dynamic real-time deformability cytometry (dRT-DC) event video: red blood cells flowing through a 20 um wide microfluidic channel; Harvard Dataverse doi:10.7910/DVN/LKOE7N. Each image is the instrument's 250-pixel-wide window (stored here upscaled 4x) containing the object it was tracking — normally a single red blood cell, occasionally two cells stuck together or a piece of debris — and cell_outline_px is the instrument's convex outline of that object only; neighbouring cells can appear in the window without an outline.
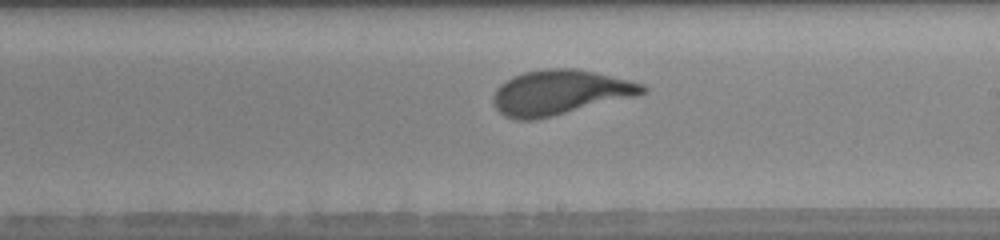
{"species": "human", "species_latin": "Homo sapiens", "temperature_condition": "warm", "stored_images_in_passage": 28, "camera_frame_rate_fps": 3000, "um_per_image_px": 0.085, "donor": {"sex": "female"}, "frame": {"image": 1, "passage_image": 16, "time_ms": 5.0, "image_size_px": [1000, 240], "cell_outline_px": [[648, 88], [644, 92], [636, 96], [536, 120], [516, 120], [504, 116], [496, 108], [492, 100], [492, 96], [496, 88], [500, 84], [512, 76], [524, 72], [544, 68], [576, 68], [596, 72], [644, 84]], "centroid_in_image_um": [47.55, 7.85], "position_along_channel_um": 241.5, "area_um2": 39.13}}
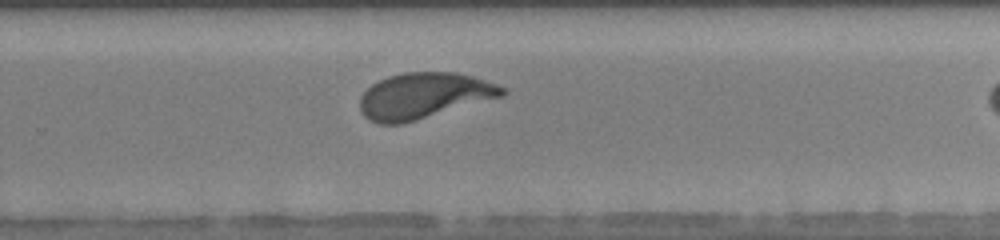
{"frame": {"image": 2, "passage_image": 20, "time_ms": 6.333, "image_size_px": [1000, 240], "cell_outline_px": [[508, 92], [504, 96], [404, 124], [380, 124], [368, 120], [360, 112], [360, 96], [372, 84], [388, 76], [404, 72], [452, 72], [476, 76], [504, 88]], "centroid_in_image_um": [36.03, 8.15], "position_along_channel_um": 293.8, "area_um2": 38.38}}